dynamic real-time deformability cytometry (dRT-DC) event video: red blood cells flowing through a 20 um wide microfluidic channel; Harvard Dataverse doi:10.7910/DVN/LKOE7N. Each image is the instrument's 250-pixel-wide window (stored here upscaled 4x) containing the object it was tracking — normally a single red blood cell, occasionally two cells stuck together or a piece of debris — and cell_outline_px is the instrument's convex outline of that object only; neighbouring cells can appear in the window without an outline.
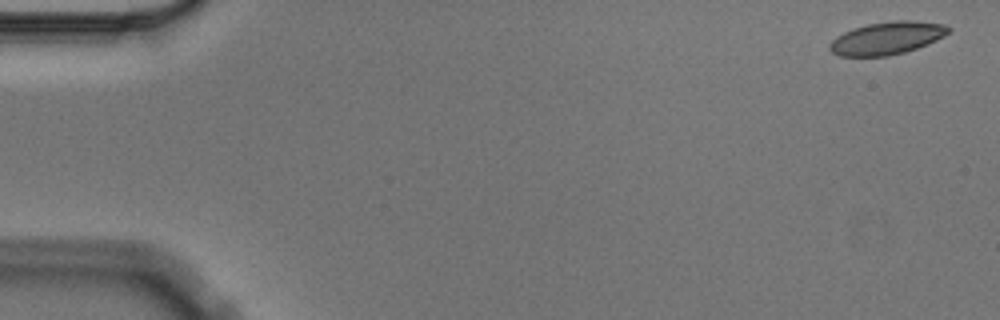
{"species": "Egyptian fruit bat (a non-hibernating species)", "species_latin": "Rousettus aegyptiacus", "temperature_condition": "cold", "stored_images_in_passage": 6, "camera_frame_rate_fps": 3000, "um_per_image_px": 0.085, "animal": {"sex": "male"}, "frame": {"image": 1, "passage_image": 1, "time_ms": 0.0, "image_size_px": [1000, 320], "cell_outline_px": [[952, 28], [944, 36], [928, 44], [904, 52], [888, 56], [840, 56], [832, 52], [828, 48], [828, 44], [836, 36], [852, 28], [868, 24], [892, 20], [916, 20], [944, 24]], "centroid_in_image_um": [75.39, 3.23], "position_along_channel_um": 9.6, "area_um2": 22.77}}
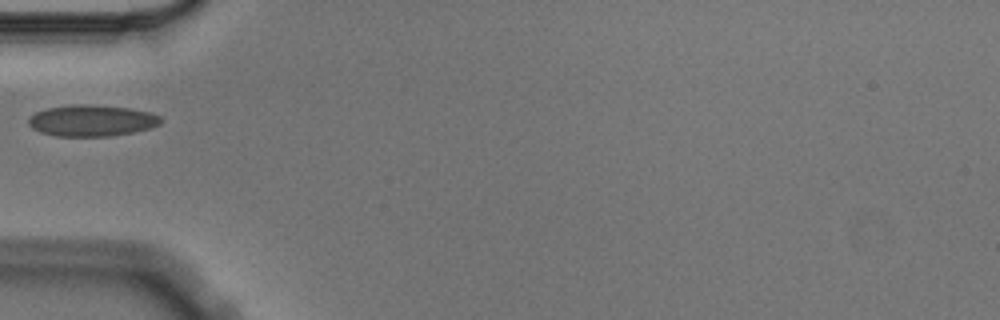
{"frame": {"image": 2, "passage_image": 5, "time_ms": 1.333, "image_size_px": [1000, 320], "cell_outline_px": [[164, 120], [160, 124], [152, 128], [136, 132], [108, 136], [56, 136], [40, 132], [32, 128], [28, 124], [28, 116], [44, 108], [72, 104], [92, 104], [132, 108], [152, 112], [160, 116]], "centroid_in_image_um": [7.82, 10.24], "position_along_channel_um": 77.2, "area_um2": 24.74}}
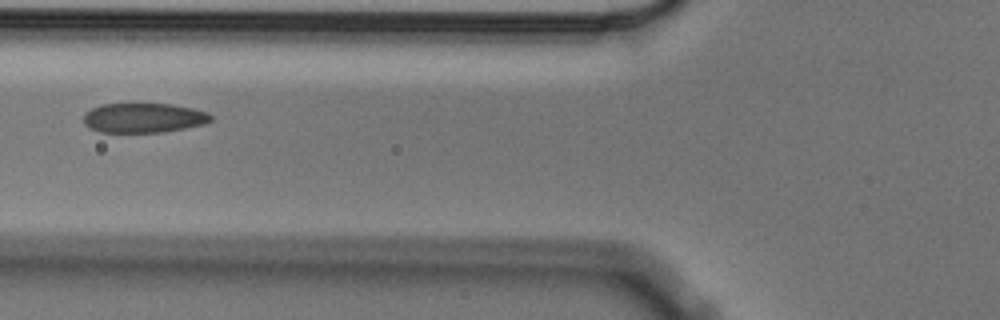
{"frame": {"image": 3, "passage_image": 6, "time_ms": 1.667, "image_size_px": [1000, 320], "cell_outline_px": [[212, 120], [204, 124], [164, 132], [100, 132], [88, 128], [84, 124], [84, 112], [100, 104], [136, 100], [172, 104], [192, 108], [208, 112], [212, 116]], "centroid_in_image_um": [12.16, 9.96], "position_along_channel_um": 113.6, "area_um2": 23.12}}